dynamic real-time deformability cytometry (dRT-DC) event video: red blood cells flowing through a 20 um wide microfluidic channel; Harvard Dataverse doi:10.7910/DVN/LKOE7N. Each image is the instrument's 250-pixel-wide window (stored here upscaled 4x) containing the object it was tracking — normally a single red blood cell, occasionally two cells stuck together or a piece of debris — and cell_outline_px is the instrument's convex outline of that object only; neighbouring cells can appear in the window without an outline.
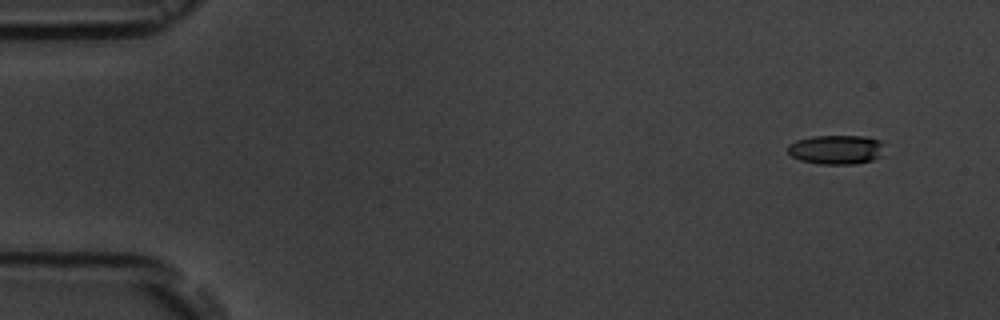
{"species": "common noctule bat (a hibernating species)", "species_latin": "Nyctalus noctula", "temperature_condition": "room temperature", "stored_images_in_passage": 6, "segment_of_instrument_passage": [2, 2], "camera_frame_rate_fps": 3000, "um_per_image_px": 0.085, "animal": {"sex": "male", "body_mass_g": 19.5, "forearm_length_mm": 54.6}, "frame": {"image": 1, "passage_image": 6, "time_ms": 6.667, "image_size_px": [1000, 320], "cell_outline_px": [[884, 144], [880, 156], [872, 160], [856, 164], [820, 164], [800, 160], [792, 156], [788, 152], [788, 144], [796, 140], [812, 136], [864, 136], [880, 140]], "centroid_in_image_um": [71.07, 12.71], "position_along_channel_um": 13.9, "area_um2": 16.53}}